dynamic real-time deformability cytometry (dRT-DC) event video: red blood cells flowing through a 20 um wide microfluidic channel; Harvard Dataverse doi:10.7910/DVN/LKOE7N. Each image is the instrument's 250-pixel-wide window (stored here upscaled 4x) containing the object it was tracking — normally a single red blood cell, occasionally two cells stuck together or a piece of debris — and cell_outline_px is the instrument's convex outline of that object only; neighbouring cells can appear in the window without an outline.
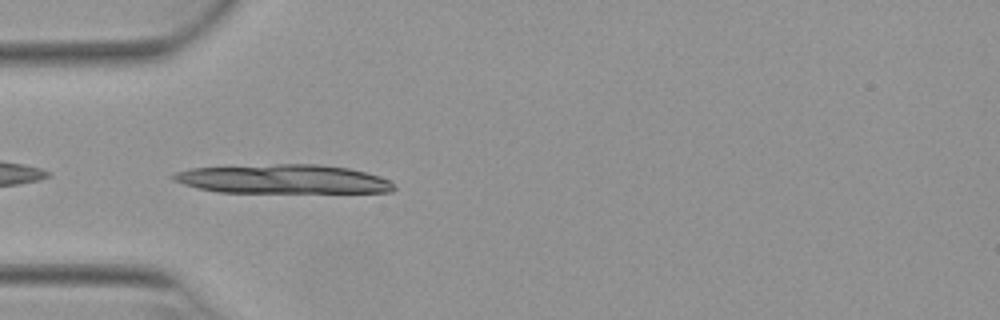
{"species": "Egyptian fruit bat (a non-hibernating species)", "species_latin": "Rousettus aegyptiacus", "temperature_condition": "warm", "stored_images_in_passage": 8, "camera_frame_rate_fps": 3000, "um_per_image_px": 0.085, "animal": {"sex": "female"}, "frame": {"image": 1, "passage_image": 1, "time_ms": 0.0, "image_size_px": [1000, 320], "cell_outline_px": [[396, 188], [392, 192], [220, 192], [200, 188], [184, 184], [172, 180], [168, 176], [176, 172], [192, 168], [276, 164], [320, 164], [348, 168], [380, 176], [388, 180]], "centroid_in_image_um": [24.04, 15.22], "position_along_channel_um": 61.0, "area_um2": 37.11}}